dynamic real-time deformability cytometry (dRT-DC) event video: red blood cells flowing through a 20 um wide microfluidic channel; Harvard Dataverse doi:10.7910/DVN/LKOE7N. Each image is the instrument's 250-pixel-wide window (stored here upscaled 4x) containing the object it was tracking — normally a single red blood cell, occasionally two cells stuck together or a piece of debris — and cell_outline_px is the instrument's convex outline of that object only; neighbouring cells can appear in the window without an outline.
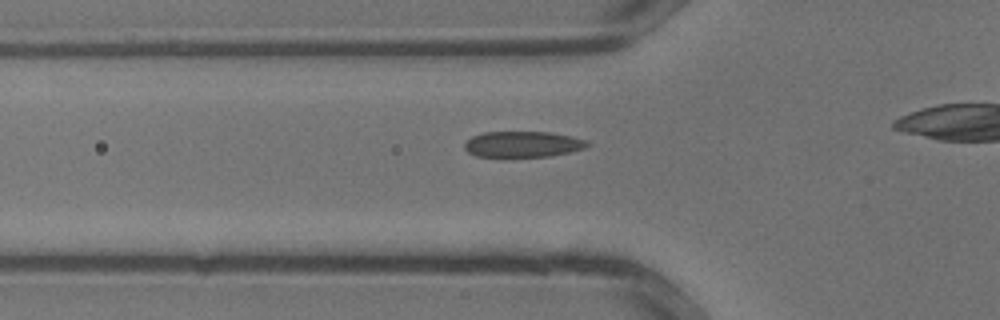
{"species": "common noctule bat (a hibernating species)", "species_latin": "Nyctalus noctula", "temperature_condition": "warm", "stored_images_in_passage": 23, "camera_frame_rate_fps": 3000, "um_per_image_px": 0.085, "animal": {"sex": "male", "body_mass_g": 13.3}, "frame": {"image": 1, "passage_image": 7, "time_ms": 2.0, "image_size_px": [1000, 320], "cell_outline_px": [[592, 144], [584, 148], [552, 156], [476, 156], [468, 152], [464, 148], [464, 144], [472, 136], [484, 132], [552, 132], [572, 136], [588, 140]], "centroid_in_image_um": [44.48, 12.25], "position_along_channel_um": 81.3, "area_um2": 18.5}}
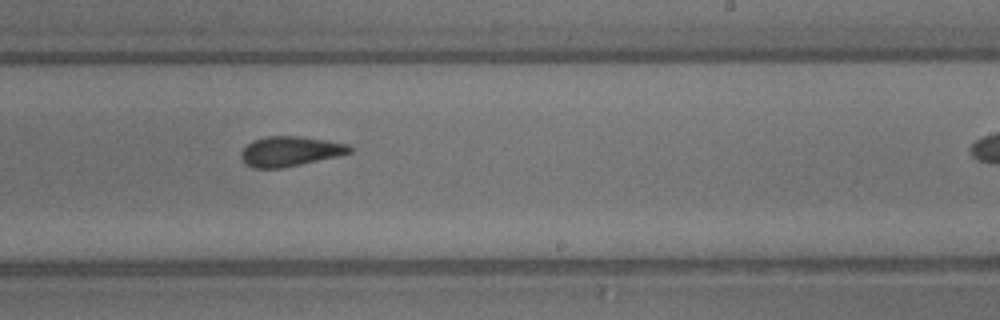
{"frame": {"image": 2, "passage_image": 16, "time_ms": 5.0, "image_size_px": [1000, 320], "cell_outline_px": [[352, 152], [340, 156], [284, 168], [252, 168], [240, 156], [240, 152], [252, 140], [268, 136], [300, 136], [348, 144], [352, 148]], "centroid_in_image_um": [24.68, 12.87], "position_along_channel_um": 264.3, "area_um2": 18.96}}
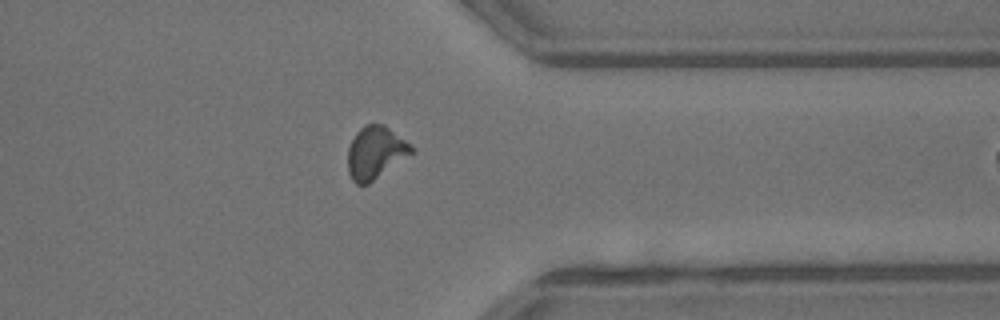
{"frame": {"image": 3, "passage_image": 22, "time_ms": 7.0, "image_size_px": [1000, 320], "cell_outline_px": [[416, 152], [368, 184], [356, 184], [352, 180], [348, 172], [348, 148], [356, 132], [364, 124], [384, 124], [416, 148]], "centroid_in_image_um": [31.95, 12.97], "position_along_channel_um": 379.5, "area_um2": 19.71}}